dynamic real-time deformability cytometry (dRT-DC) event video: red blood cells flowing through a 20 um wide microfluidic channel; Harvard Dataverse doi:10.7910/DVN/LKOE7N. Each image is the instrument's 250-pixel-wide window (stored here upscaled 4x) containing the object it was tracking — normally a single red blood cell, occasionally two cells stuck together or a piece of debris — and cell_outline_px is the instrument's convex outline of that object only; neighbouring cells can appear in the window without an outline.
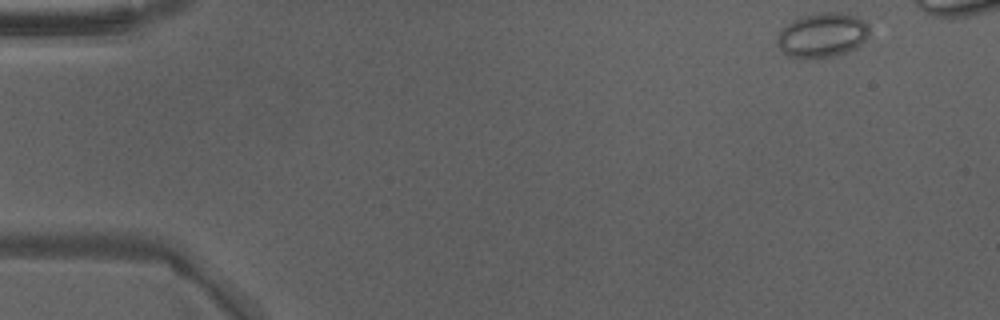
{"species": "Egyptian fruit bat (a non-hibernating species)", "species_latin": "Rousettus aegyptiacus", "temperature_condition": "warm", "stored_images_in_passage": 9, "camera_frame_rate_fps": 3000, "um_per_image_px": 0.085, "animal": {"sex": "male"}, "frame": {"image": 1, "passage_image": 1, "time_ms": 0.0, "image_size_px": [1000, 320], "cell_outline_px": [[868, 36], [856, 48], [848, 52], [836, 56], [788, 56], [776, 44], [776, 36], [792, 20], [804, 16], [820, 12], [844, 12], [856, 16], [864, 20], [868, 24]], "centroid_in_image_um": [69.92, 2.95], "position_along_channel_um": 15.1, "area_um2": 23.58}}